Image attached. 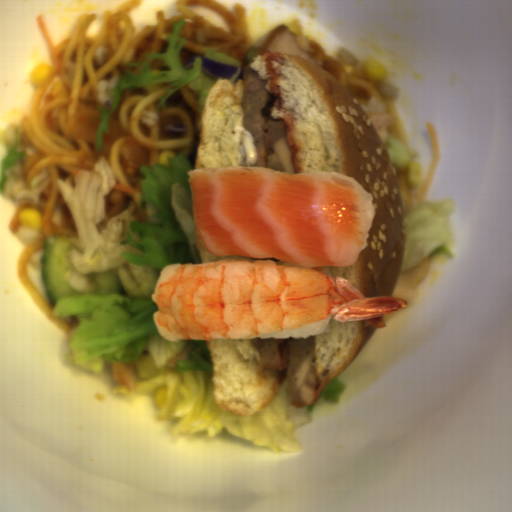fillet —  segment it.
<instances>
[{
    "label": "fillet",
    "instance_id": "obj_1",
    "mask_svg": "<svg viewBox=\"0 0 512 512\" xmlns=\"http://www.w3.org/2000/svg\"><path fill=\"white\" fill-rule=\"evenodd\" d=\"M187 175L195 240L213 256L352 265L374 223L370 195L342 172L238 165Z\"/></svg>",
    "mask_w": 512,
    "mask_h": 512
}]
</instances>
